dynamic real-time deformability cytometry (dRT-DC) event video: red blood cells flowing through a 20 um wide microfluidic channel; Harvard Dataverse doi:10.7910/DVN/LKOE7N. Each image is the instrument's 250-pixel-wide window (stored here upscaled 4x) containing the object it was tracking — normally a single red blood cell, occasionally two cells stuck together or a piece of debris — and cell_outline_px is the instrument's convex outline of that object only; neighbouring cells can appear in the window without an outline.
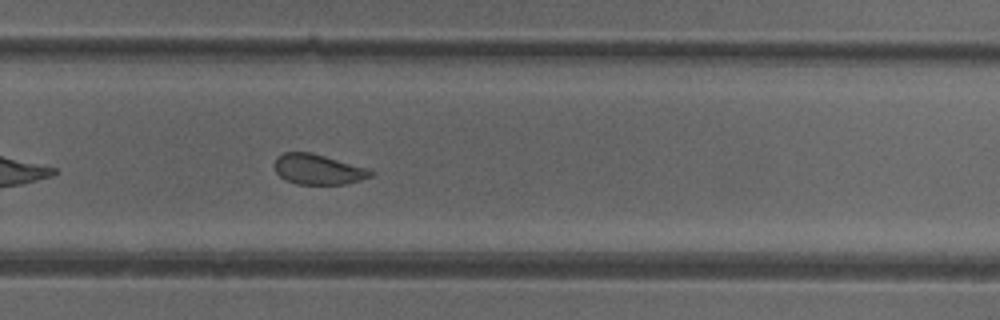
{"species": "common noctule bat (a hibernating species)", "species_latin": "Nyctalus noctula", "temperature_condition": "cold", "stored_images_in_passage": 36, "camera_frame_rate_fps": 3000, "um_per_image_px": 0.085, "animal": {"sex": "female"}, "frame": {"image": 1, "passage_image": 21, "time_ms": 6.667, "image_size_px": [1000, 320], "cell_outline_px": [[376, 172], [372, 176], [360, 180], [344, 184], [296, 184], [284, 180], [276, 172], [276, 156], [284, 152], [312, 152], [368, 168]], "centroid_in_image_um": [27.05, 14.39], "position_along_channel_um": 302.7, "area_um2": 17.05}, "authors_computed_cell_mechanics": {"area_um2": 18.3226, "velocity_mm_per_s": 3.9256, "shape_relaxation_time_tau1_ms": null, "shape_relaxation_time_tau2_ms": 1.2022, "deformation_change_tau1": null, "deformation_change_tau2": 0.0724}}